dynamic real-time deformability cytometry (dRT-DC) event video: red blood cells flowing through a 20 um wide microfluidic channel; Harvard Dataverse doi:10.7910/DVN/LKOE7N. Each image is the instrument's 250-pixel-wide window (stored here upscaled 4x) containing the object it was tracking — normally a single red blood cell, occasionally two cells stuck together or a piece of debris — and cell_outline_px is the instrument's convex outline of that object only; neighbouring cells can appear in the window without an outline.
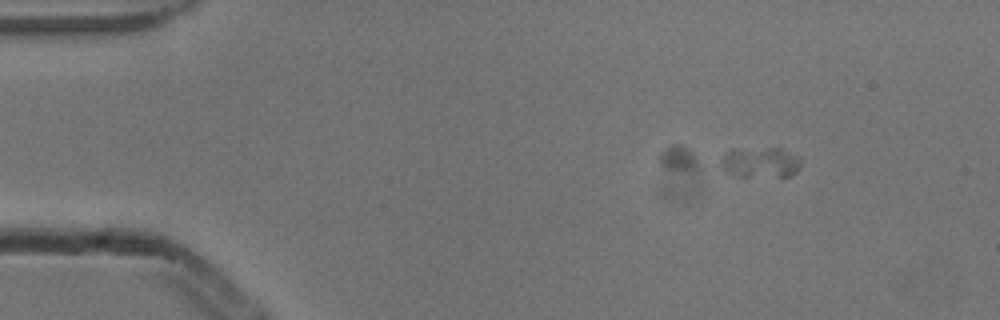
{"species": "common noctule bat (a hibernating species)", "species_latin": "Nyctalus noctula", "temperature_condition": "cold", "stored_images_in_passage": 6, "camera_frame_rate_fps": 3000, "um_per_image_px": 0.085, "animal": {"sex": "male", "body_mass_g": 13.3}, "frame": {"image": 1, "passage_image": 2, "time_ms": 0.333, "image_size_px": [1000, 320], "cell_outline_px": [[800, 168], [796, 172], [788, 176], [732, 176], [724, 172], [720, 168], [720, 164], [724, 152], [732, 148], [780, 148], [800, 156]], "centroid_in_image_um": [64.57, 13.79], "position_along_channel_um": 20.4, "area_um2": 14.62}}